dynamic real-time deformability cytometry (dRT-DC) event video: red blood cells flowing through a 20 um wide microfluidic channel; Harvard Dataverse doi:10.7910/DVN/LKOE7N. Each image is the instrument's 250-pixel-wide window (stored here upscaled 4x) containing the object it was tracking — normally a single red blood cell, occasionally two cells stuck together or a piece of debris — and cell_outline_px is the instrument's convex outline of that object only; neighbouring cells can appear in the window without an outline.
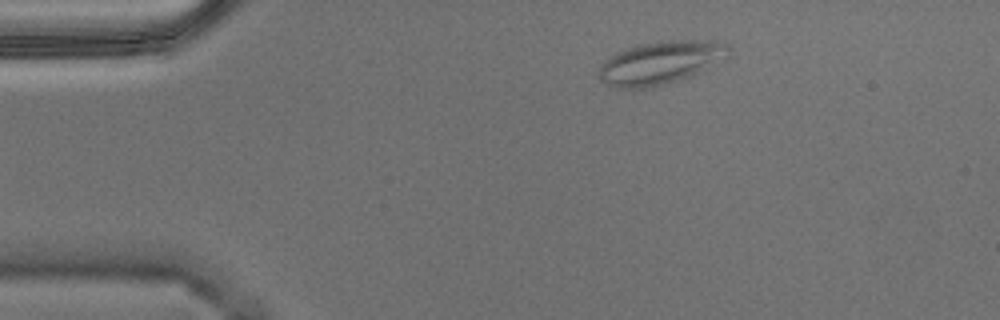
{"species": "Egyptian fruit bat (a non-hibernating species)", "species_latin": "Rousettus aegyptiacus", "temperature_condition": "warm", "stored_images_in_passage": 3, "camera_frame_rate_fps": 3000, "um_per_image_px": 0.085, "animal": {"sex": "male"}, "frame": {"image": 1, "passage_image": 1, "time_ms": 0.0, "image_size_px": [1000, 320], "cell_outline_px": [[732, 48], [728, 56], [692, 76], [664, 84], [644, 88], [616, 88], [600, 80], [600, 68], [608, 56], [624, 48], [636, 44], [656, 40], [724, 40]], "centroid_in_image_um": [56.18, 5.28], "position_along_channel_um": 28.8, "area_um2": 32.95}}
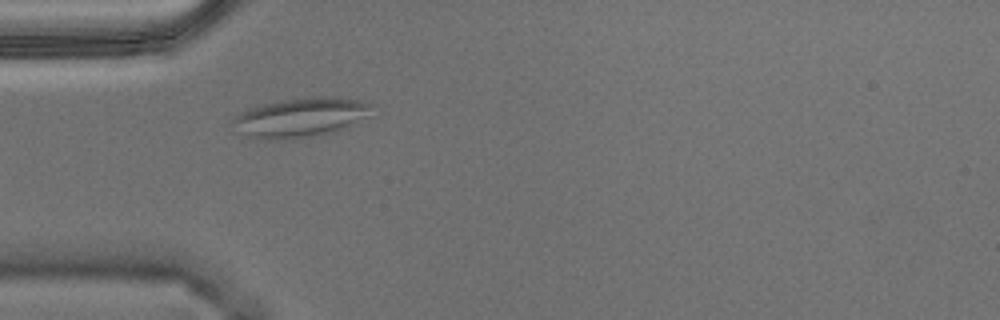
{"frame": {"image": 2, "passage_image": 3, "time_ms": 0.667, "image_size_px": [1000, 320], "cell_outline_px": [[376, 104], [368, 116], [332, 132], [292, 140], [260, 140], [236, 132], [228, 124], [236, 112], [248, 108], [276, 100], [308, 96], [348, 96], [368, 100]], "centroid_in_image_um": [25.5, 9.95], "position_along_channel_um": 59.5, "area_um2": 33.41}}